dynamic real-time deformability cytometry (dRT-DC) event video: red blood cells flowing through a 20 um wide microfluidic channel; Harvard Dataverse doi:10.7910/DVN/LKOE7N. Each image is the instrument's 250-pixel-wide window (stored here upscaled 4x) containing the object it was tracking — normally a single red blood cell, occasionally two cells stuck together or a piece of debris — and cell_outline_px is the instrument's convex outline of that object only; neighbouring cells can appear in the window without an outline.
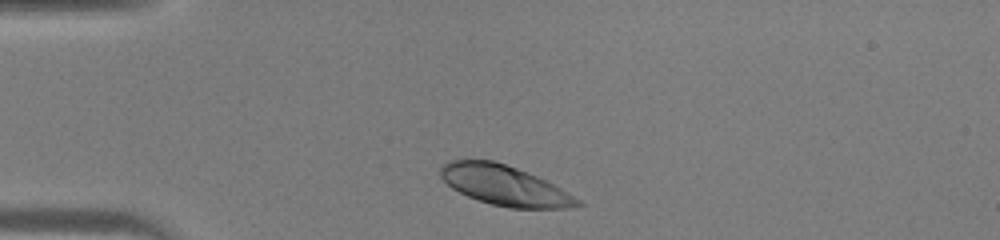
{"species": "human", "species_latin": "Homo sapiens", "temperature_condition": "warm", "stored_images_in_passage": 30, "camera_frame_rate_fps": 3000, "um_per_image_px": 0.085, "donor": {"sex": "male"}, "frame": {"image": 1, "passage_image": 2, "time_ms": 0.333, "image_size_px": [1000, 240], "cell_outline_px": [[584, 204], [568, 208], [508, 208], [492, 204], [468, 196], [452, 188], [440, 176], [440, 164], [448, 160], [492, 160], [528, 172], [560, 188], [580, 200]], "centroid_in_image_um": [42.86, 15.75], "position_along_channel_um": 42.1, "area_um2": 31.56}}
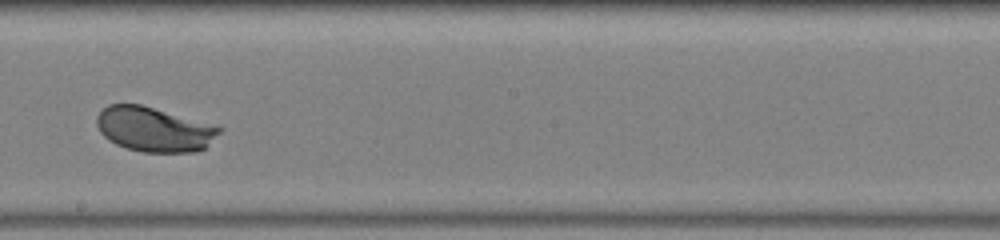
{"frame": {"image": 2, "passage_image": 17, "time_ms": 5.333, "image_size_px": [1000, 240], "cell_outline_px": [[224, 128], [204, 148], [196, 152], [144, 152], [128, 148], [116, 144], [108, 140], [100, 132], [96, 124], [96, 116], [108, 104], [140, 104], [216, 124]], "centroid_in_image_um": [13.11, 10.98], "position_along_channel_um": 235.1, "area_um2": 32.02}}
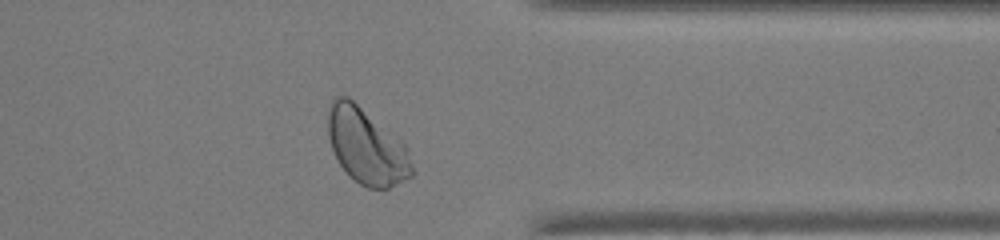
{"frame": {"image": 3, "passage_image": 27, "time_ms": 8.667, "image_size_px": [1000, 240], "cell_outline_px": [[412, 176], [388, 188], [368, 188], [360, 184], [348, 176], [340, 164], [332, 148], [328, 136], [328, 112], [332, 100], [336, 96], [348, 96], [400, 140], [404, 144], [412, 164]], "centroid_in_image_um": [31.12, 12.44], "position_along_channel_um": 380.3, "area_um2": 36.47}}